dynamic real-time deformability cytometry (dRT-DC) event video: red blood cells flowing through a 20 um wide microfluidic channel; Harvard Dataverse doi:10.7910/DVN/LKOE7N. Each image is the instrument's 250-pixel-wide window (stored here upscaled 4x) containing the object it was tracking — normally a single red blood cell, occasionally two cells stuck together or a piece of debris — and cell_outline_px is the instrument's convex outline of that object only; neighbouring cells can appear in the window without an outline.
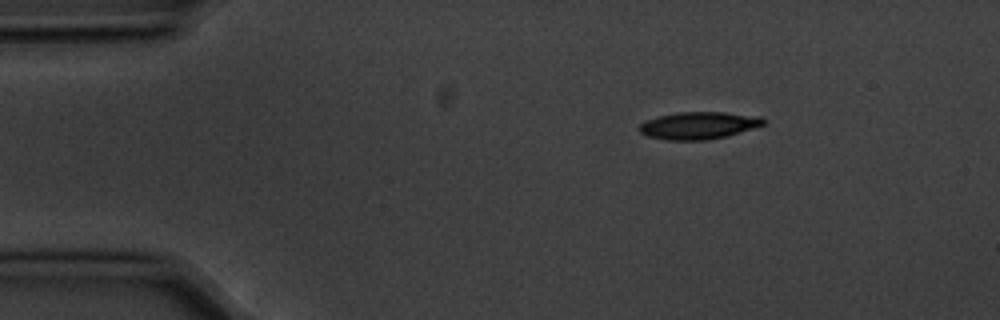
{"species": "common noctule bat (a hibernating species)", "species_latin": "Nyctalus noctula", "temperature_condition": "cold", "stored_images_in_passage": 6, "segment_of_instrument_passage": [2, 2], "camera_frame_rate_fps": 3000, "um_per_image_px": 0.085, "animal": {"sex": "male", "body_mass_g": 20.1, "forearm_length_mm": 53.5}, "frame": {"image": 1, "passage_image": 6, "time_ms": 1.667, "image_size_px": [1000, 320], "cell_outline_px": [[764, 124], [728, 136], [704, 140], [668, 140], [648, 136], [640, 132], [640, 124], [644, 120], [656, 116], [680, 112], [724, 112], [760, 116], [764, 120]], "centroid_in_image_um": [59.36, 10.66], "position_along_channel_um": 25.6, "area_um2": 19.65}}